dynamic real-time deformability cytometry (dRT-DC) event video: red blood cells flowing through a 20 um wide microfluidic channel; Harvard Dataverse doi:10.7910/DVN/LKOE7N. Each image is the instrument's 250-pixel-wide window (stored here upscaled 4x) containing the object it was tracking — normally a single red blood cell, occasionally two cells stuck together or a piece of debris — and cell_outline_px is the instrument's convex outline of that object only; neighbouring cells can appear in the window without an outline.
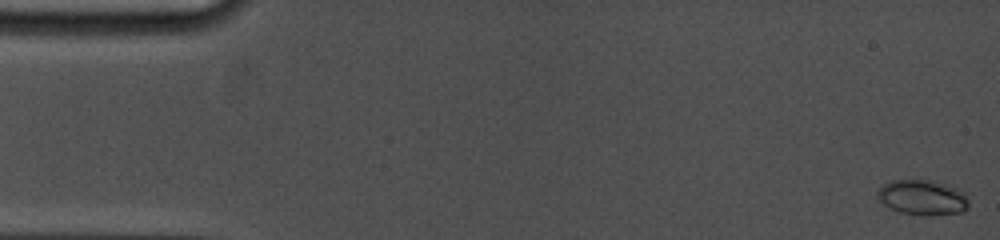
{"species": "common noctule bat (a hibernating species)", "species_latin": "Nyctalus noctula", "temperature_condition": "cold", "stored_images_in_passage": 32, "camera_frame_rate_fps": 5000, "um_per_image_px": 0.085, "animal": {"sex": "female", "body_mass_g": 19.0, "forearm_length_mm": 53.3}, "frame": {"image": 1, "passage_image": 1, "time_ms": 0.0, "image_size_px": [1000, 240], "cell_outline_px": [[968, 208], [964, 212], [920, 216], [900, 212], [884, 204], [876, 196], [876, 192], [884, 184], [892, 180], [932, 180], [956, 188], [964, 192], [968, 200]], "centroid_in_image_um": [78.42, 16.79], "position_along_channel_um": 6.6, "area_um2": 18.67}}
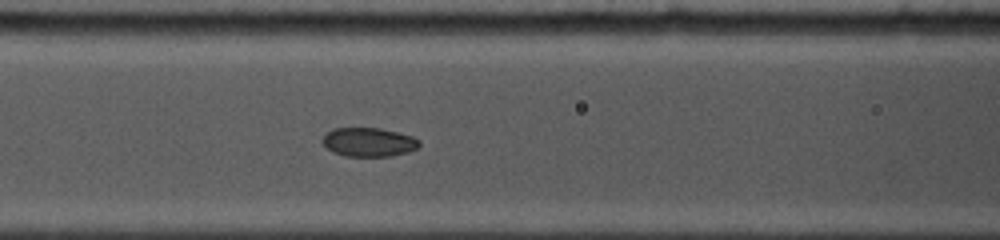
{"frame": {"image": 2, "passage_image": 14, "time_ms": 7.0, "image_size_px": [1000, 240], "cell_outline_px": [[420, 144], [416, 148], [408, 152], [392, 156], [344, 156], [332, 152], [320, 140], [332, 128], [380, 128], [412, 136], [420, 140]], "centroid_in_image_um": [31.33, 12.08], "position_along_channel_um": 135.3, "area_um2": 16.3}}
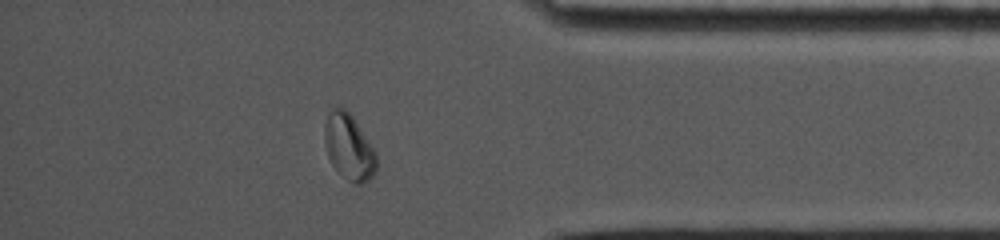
{"frame": {"image": 3, "passage_image": 28, "time_ms": 14.4, "image_size_px": [1000, 240], "cell_outline_px": [[376, 172], [364, 184], [356, 184], [348, 180], [332, 164], [328, 156], [324, 144], [324, 124], [332, 108], [344, 108], [352, 116], [376, 152]], "centroid_in_image_um": [29.65, 12.51], "position_along_channel_um": 405.5, "area_um2": 19.65}, "authors_computed_cell_mechanics": {"area_um2": 17.0799, "velocity_mm_per_s": 3.779, "shape_relaxation_time_tau1_ms": 7.8294, "shape_relaxation_time_tau2_ms": 1.4374, "deformation_change_tau1": 0.1615, "deformation_change_tau2": 0.0405}}